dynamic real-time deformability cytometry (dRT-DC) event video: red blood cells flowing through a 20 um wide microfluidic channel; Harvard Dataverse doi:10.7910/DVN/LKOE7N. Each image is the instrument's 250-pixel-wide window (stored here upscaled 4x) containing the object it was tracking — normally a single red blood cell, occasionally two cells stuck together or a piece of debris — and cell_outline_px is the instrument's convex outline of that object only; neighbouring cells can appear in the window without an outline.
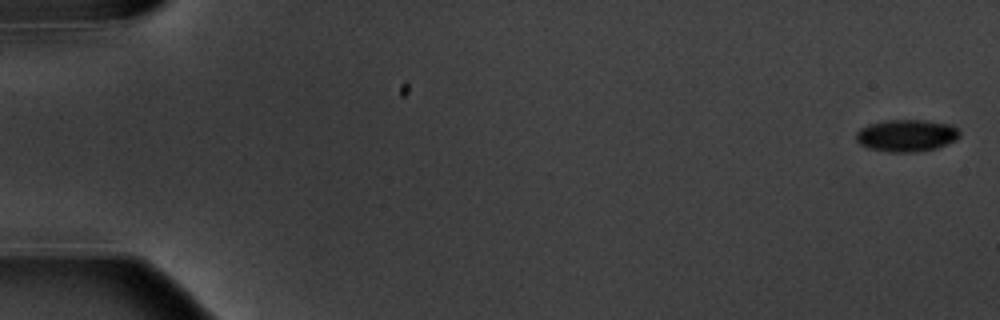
{"species": "common noctule bat (a hibernating species)", "species_latin": "Nyctalus noctula", "temperature_condition": "warm", "stored_images_in_passage": 7, "segment_of_instrument_passage": [1, 2], "camera_frame_rate_fps": 3000, "um_per_image_px": 0.085, "animal": {"sex": "male", "body_mass_g": 20.1, "forearm_length_mm": 53.5}, "frame": {"image": 1, "passage_image": 1, "time_ms": 0.0, "image_size_px": [1000, 320], "cell_outline_px": [[960, 136], [956, 140], [936, 148], [916, 152], [888, 152], [868, 148], [860, 144], [856, 140], [856, 132], [860, 128], [868, 124], [888, 120], [924, 120], [952, 124], [960, 132]], "centroid_in_image_um": [77.05, 11.52], "position_along_channel_um": 7.9, "area_um2": 19.48}}
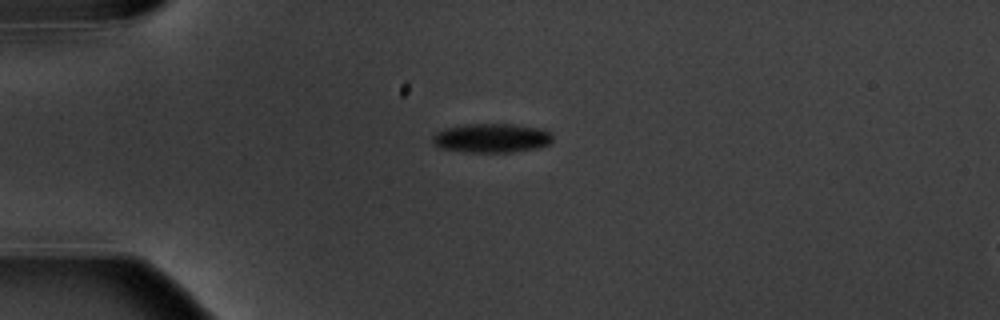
{"frame": {"image": 2, "passage_image": 5, "time_ms": 4.667, "image_size_px": [1000, 320], "cell_outline_px": [[552, 140], [548, 144], [536, 148], [512, 152], [464, 152], [440, 148], [432, 144], [432, 136], [436, 132], [444, 128], [464, 124], [516, 124], [544, 128], [552, 136]], "centroid_in_image_um": [41.75, 11.73], "position_along_channel_um": 43.3, "area_um2": 20.63}}